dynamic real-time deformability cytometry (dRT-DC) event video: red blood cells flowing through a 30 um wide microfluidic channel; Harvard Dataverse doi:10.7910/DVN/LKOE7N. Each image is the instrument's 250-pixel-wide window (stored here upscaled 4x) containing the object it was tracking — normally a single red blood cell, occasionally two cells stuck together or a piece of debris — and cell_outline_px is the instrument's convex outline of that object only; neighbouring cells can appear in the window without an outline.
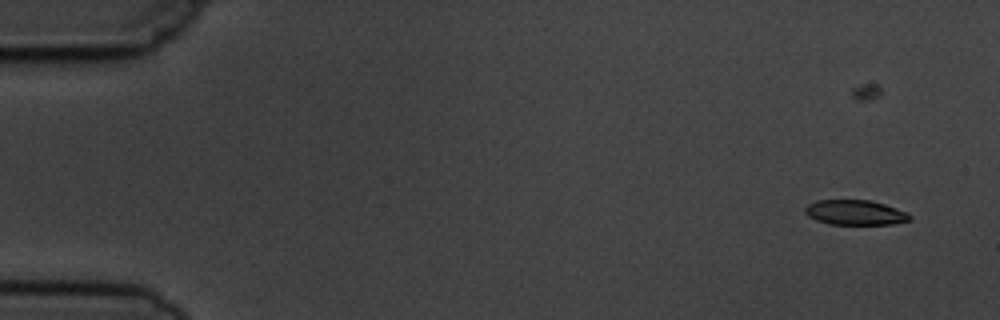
{"species": "common noctule bat (a hibernating species)", "species_latin": "Nyctalus noctula", "temperature_condition": "cold", "stored_images_in_passage": 6, "camera_frame_rate_fps": 3000, "um_per_image_px": 0.085, "animal": {"sex": "male", "body_mass_g": 19.5, "forearm_length_mm": 54.6}, "frame": {"image": 1, "passage_image": 2, "time_ms": 1.333, "image_size_px": [1000, 320], "cell_outline_px": [[912, 216], [908, 220], [892, 224], [828, 224], [816, 220], [808, 216], [804, 212], [804, 208], [808, 204], [816, 200], [872, 200], [908, 212]], "centroid_in_image_um": [72.67, 18.06], "position_along_channel_um": 12.3, "area_um2": 15.26}}